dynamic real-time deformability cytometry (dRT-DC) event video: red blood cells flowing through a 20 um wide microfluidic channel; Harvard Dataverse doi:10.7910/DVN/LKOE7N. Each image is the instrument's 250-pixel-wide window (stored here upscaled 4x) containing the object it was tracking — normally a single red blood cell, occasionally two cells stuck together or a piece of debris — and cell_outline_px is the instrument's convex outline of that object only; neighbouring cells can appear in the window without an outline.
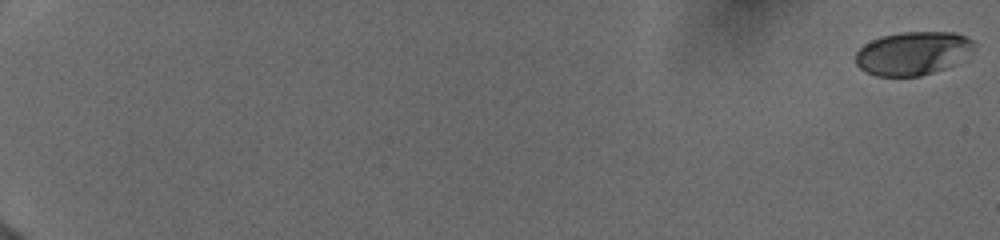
{"species": "human", "species_latin": "Homo sapiens", "temperature_condition": "cold", "stored_images_in_passage": 67, "camera_frame_rate_fps": 3000, "um_per_image_px": 0.085, "donor": {"sex": "female"}, "frame": {"image": 1, "passage_image": 1, "time_ms": 0.0, "image_size_px": [1000, 240], "cell_outline_px": [[976, 44], [956, 64], [920, 76], [876, 76], [860, 68], [856, 64], [856, 52], [864, 44], [880, 36], [900, 32], [956, 32], [972, 40]], "centroid_in_image_um": [77.56, 4.52], "position_along_channel_um": 7.4, "area_um2": 29.77}}
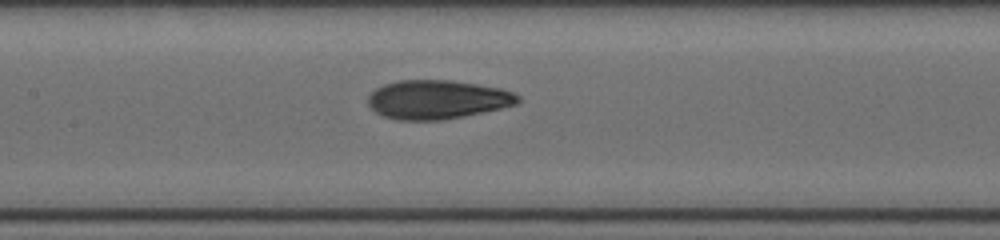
{"frame": {"image": 2, "passage_image": 39, "time_ms": 10.0, "image_size_px": [1000, 240], "cell_outline_px": [[520, 100], [516, 104], [500, 108], [464, 116], [444, 120], [396, 120], [384, 116], [376, 112], [368, 104], [368, 96], [376, 88], [384, 84], [400, 80], [448, 80], [476, 84], [500, 88], [512, 92], [520, 96]], "centroid_in_image_um": [37.15, 8.46], "position_along_channel_um": 170.2, "area_um2": 33.81}}
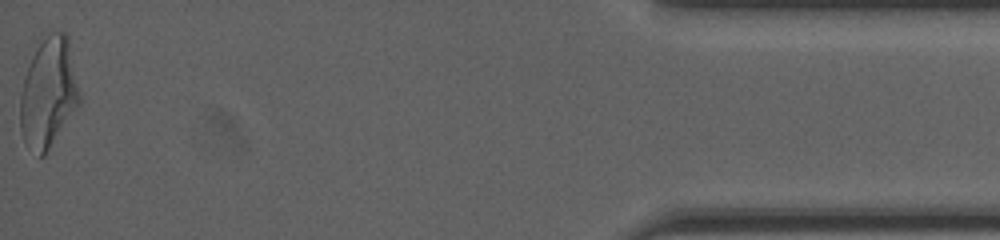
{"frame": {"image": 3, "passage_image": 66, "time_ms": 18.333, "image_size_px": [1000, 240], "cell_outline_px": [[80, 104], [44, 156], [40, 156], [24, 144], [20, 132], [20, 96], [24, 76], [40, 32], [48, 28], [64, 32], [68, 36], [80, 96]], "centroid_in_image_um": [4.09, 7.79], "position_along_channel_um": 431.1, "area_um2": 39.02}, "authors_computed_cell_mechanics": {"area_um2": 33.2928, "velocity_mm_per_s": 3.9819, "shape_relaxation_time_tau1_ms": 4.2081, "shape_relaxation_time_tau2_ms": 1.3468, "deformation_change_tau1": 0.182, "deformation_change_tau2": 0.0804}}